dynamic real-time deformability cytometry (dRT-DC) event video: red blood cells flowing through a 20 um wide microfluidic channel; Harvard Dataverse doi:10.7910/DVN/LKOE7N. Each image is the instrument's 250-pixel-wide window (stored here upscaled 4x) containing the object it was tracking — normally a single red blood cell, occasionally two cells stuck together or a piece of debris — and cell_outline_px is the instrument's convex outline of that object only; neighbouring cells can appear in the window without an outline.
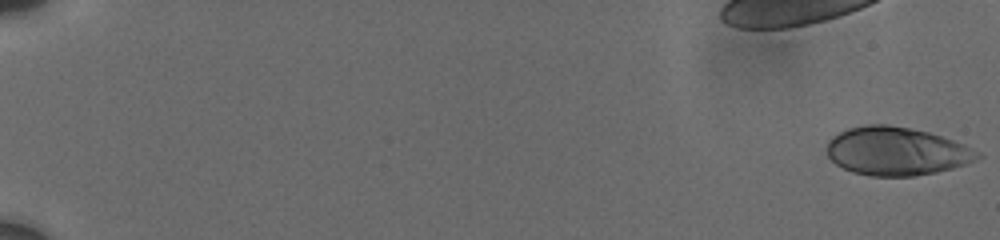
{"species": "human", "species_latin": "Homo sapiens", "temperature_condition": "cold", "stored_images_in_passage": 42, "camera_frame_rate_fps": 3000, "um_per_image_px": 0.085, "donor": {"sex": "male"}, "frame": {"image": 1, "passage_image": 1, "time_ms": 0.0, "image_size_px": [1000, 240], "cell_outline_px": [[984, 156], [964, 164], [952, 168], [936, 172], [912, 176], [868, 176], [852, 172], [836, 164], [828, 156], [828, 140], [832, 136], [848, 128], [864, 124], [888, 124], [928, 132], [964, 144], [980, 152]], "centroid_in_image_um": [76.18, 12.85], "position_along_channel_um": 8.8, "area_um2": 42.31}}